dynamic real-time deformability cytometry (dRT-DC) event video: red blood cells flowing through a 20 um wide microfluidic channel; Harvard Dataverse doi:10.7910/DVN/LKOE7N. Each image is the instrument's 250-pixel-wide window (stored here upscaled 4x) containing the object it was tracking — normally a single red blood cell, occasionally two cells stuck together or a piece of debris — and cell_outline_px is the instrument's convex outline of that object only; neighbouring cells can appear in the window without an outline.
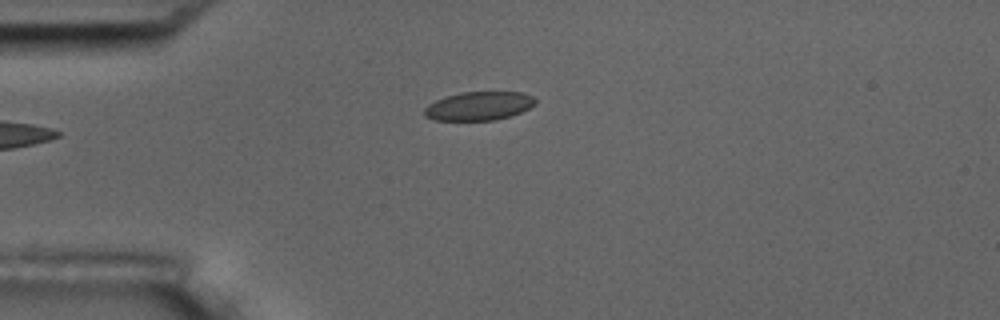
{"species": "common noctule bat (a hibernating species)", "species_latin": "Nyctalus noctula", "temperature_condition": "room temperature", "stored_images_in_passage": 4, "camera_frame_rate_fps": 3000, "um_per_image_px": 0.085, "animal": {"sex": "male", "body_mass_g": 17.5, "forearm_length_mm": 52.3}, "frame": {"image": 1, "passage_image": 4, "time_ms": 1.0, "image_size_px": [1000, 320], "cell_outline_px": [[536, 104], [520, 112], [496, 120], [436, 120], [424, 116], [424, 108], [428, 104], [436, 100], [460, 92], [524, 92], [532, 96], [536, 100]], "centroid_in_image_um": [40.7, 9.0], "position_along_channel_um": 44.3, "area_um2": 18.44}}